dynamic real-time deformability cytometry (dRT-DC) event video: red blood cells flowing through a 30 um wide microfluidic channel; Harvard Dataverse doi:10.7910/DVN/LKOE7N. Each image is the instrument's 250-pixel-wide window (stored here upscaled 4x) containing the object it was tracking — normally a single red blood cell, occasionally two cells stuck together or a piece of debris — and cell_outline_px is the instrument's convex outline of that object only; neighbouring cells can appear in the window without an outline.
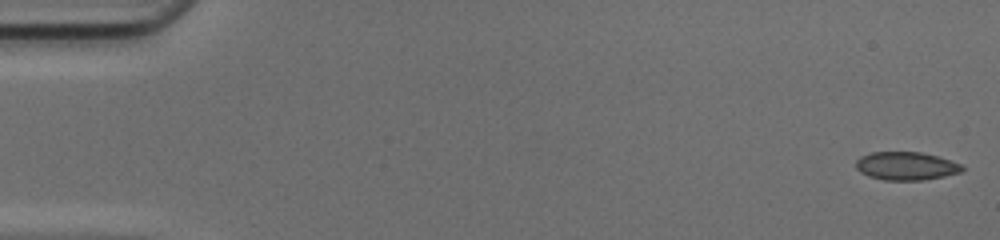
{"species": "common noctule bat (a hibernating species)", "species_latin": "Nyctalus noctula", "temperature_condition": "cold", "stored_images_in_passage": 13, "camera_frame_rate_fps": 3000, "um_per_image_px": 0.085, "animal": {"sex": "female", "body_mass_g": 17.0, "forearm_length_mm": 48.0}, "frame": {"image": 1, "passage_image": 1, "time_ms": 0.0, "image_size_px": [1000, 240], "cell_outline_px": [[964, 168], [960, 172], [944, 176], [924, 180], [884, 180], [868, 176], [860, 172], [856, 168], [856, 160], [860, 156], [872, 152], [920, 152], [936, 156], [960, 164]], "centroid_in_image_um": [76.97, 14.11], "position_along_channel_um": 8.0, "area_um2": 17.34}}